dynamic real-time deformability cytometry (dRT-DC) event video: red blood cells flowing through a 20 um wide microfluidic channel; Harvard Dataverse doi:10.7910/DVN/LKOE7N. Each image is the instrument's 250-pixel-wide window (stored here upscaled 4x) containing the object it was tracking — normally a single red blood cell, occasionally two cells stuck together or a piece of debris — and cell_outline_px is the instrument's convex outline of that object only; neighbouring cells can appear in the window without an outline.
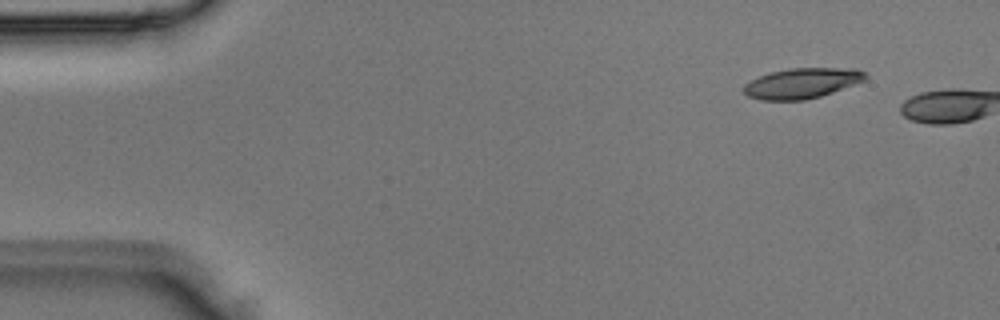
{"species": "Egyptian fruit bat (a non-hibernating species)", "species_latin": "Rousettus aegyptiacus", "temperature_condition": "room temperature", "stored_images_in_passage": 2, "camera_frame_rate_fps": 3000, "um_per_image_px": 0.085, "animal": {"sex": "male"}, "frame": {"image": 1, "passage_image": 1, "time_ms": 0.0, "image_size_px": [1000, 320], "cell_outline_px": [[868, 76], [864, 80], [832, 92], [820, 96], [804, 100], [760, 100], [748, 96], [744, 92], [744, 84], [760, 76], [772, 72], [788, 68], [856, 68], [864, 72]], "centroid_in_image_um": [68.16, 7.07], "position_along_channel_um": 16.8, "area_um2": 21.27}}